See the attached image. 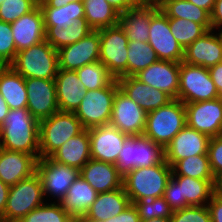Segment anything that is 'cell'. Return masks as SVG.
<instances>
[{"label":"cell","instance_id":"obj_1","mask_svg":"<svg viewBox=\"0 0 222 222\" xmlns=\"http://www.w3.org/2000/svg\"><path fill=\"white\" fill-rule=\"evenodd\" d=\"M0 147L40 159L39 121L27 108L9 110L0 126Z\"/></svg>","mask_w":222,"mask_h":222},{"label":"cell","instance_id":"obj_2","mask_svg":"<svg viewBox=\"0 0 222 222\" xmlns=\"http://www.w3.org/2000/svg\"><path fill=\"white\" fill-rule=\"evenodd\" d=\"M186 126V110L179 99L147 113L143 135L163 149Z\"/></svg>","mask_w":222,"mask_h":222},{"label":"cell","instance_id":"obj_3","mask_svg":"<svg viewBox=\"0 0 222 222\" xmlns=\"http://www.w3.org/2000/svg\"><path fill=\"white\" fill-rule=\"evenodd\" d=\"M172 177V167L163 159L151 167L135 168L123 178V187L130 202L151 196H164L168 181Z\"/></svg>","mask_w":222,"mask_h":222},{"label":"cell","instance_id":"obj_4","mask_svg":"<svg viewBox=\"0 0 222 222\" xmlns=\"http://www.w3.org/2000/svg\"><path fill=\"white\" fill-rule=\"evenodd\" d=\"M10 66L25 79L54 80L59 69L58 50L44 40L17 52Z\"/></svg>","mask_w":222,"mask_h":222},{"label":"cell","instance_id":"obj_5","mask_svg":"<svg viewBox=\"0 0 222 222\" xmlns=\"http://www.w3.org/2000/svg\"><path fill=\"white\" fill-rule=\"evenodd\" d=\"M215 184L216 180L172 175L163 197L173 211L190 205L203 206L207 205L215 193Z\"/></svg>","mask_w":222,"mask_h":222},{"label":"cell","instance_id":"obj_6","mask_svg":"<svg viewBox=\"0 0 222 222\" xmlns=\"http://www.w3.org/2000/svg\"><path fill=\"white\" fill-rule=\"evenodd\" d=\"M84 130L74 112L57 111L39 121L40 158H48L70 138Z\"/></svg>","mask_w":222,"mask_h":222},{"label":"cell","instance_id":"obj_7","mask_svg":"<svg viewBox=\"0 0 222 222\" xmlns=\"http://www.w3.org/2000/svg\"><path fill=\"white\" fill-rule=\"evenodd\" d=\"M164 159V149L144 135L127 136L115 163L124 178L135 168L151 167Z\"/></svg>","mask_w":222,"mask_h":222},{"label":"cell","instance_id":"obj_8","mask_svg":"<svg viewBox=\"0 0 222 222\" xmlns=\"http://www.w3.org/2000/svg\"><path fill=\"white\" fill-rule=\"evenodd\" d=\"M118 88L119 84L115 79L107 87L86 91L85 97L74 112L84 129L109 125Z\"/></svg>","mask_w":222,"mask_h":222},{"label":"cell","instance_id":"obj_9","mask_svg":"<svg viewBox=\"0 0 222 222\" xmlns=\"http://www.w3.org/2000/svg\"><path fill=\"white\" fill-rule=\"evenodd\" d=\"M43 183L36 172L10 186L4 215L1 219L24 218L32 210L44 204Z\"/></svg>","mask_w":222,"mask_h":222},{"label":"cell","instance_id":"obj_10","mask_svg":"<svg viewBox=\"0 0 222 222\" xmlns=\"http://www.w3.org/2000/svg\"><path fill=\"white\" fill-rule=\"evenodd\" d=\"M178 98L184 104L221 97L208 68L180 62Z\"/></svg>","mask_w":222,"mask_h":222},{"label":"cell","instance_id":"obj_11","mask_svg":"<svg viewBox=\"0 0 222 222\" xmlns=\"http://www.w3.org/2000/svg\"><path fill=\"white\" fill-rule=\"evenodd\" d=\"M99 61L115 78L127 77L128 38L119 24L99 29Z\"/></svg>","mask_w":222,"mask_h":222},{"label":"cell","instance_id":"obj_12","mask_svg":"<svg viewBox=\"0 0 222 222\" xmlns=\"http://www.w3.org/2000/svg\"><path fill=\"white\" fill-rule=\"evenodd\" d=\"M37 173L40 175L43 183V193L46 196L56 199L60 203L71 184L80 175V170L64 164L57 163L48 158H40L37 161Z\"/></svg>","mask_w":222,"mask_h":222},{"label":"cell","instance_id":"obj_13","mask_svg":"<svg viewBox=\"0 0 222 222\" xmlns=\"http://www.w3.org/2000/svg\"><path fill=\"white\" fill-rule=\"evenodd\" d=\"M146 117L147 113L118 88L109 124L128 136L143 135Z\"/></svg>","mask_w":222,"mask_h":222},{"label":"cell","instance_id":"obj_14","mask_svg":"<svg viewBox=\"0 0 222 222\" xmlns=\"http://www.w3.org/2000/svg\"><path fill=\"white\" fill-rule=\"evenodd\" d=\"M186 125L211 137L222 134V98L184 104Z\"/></svg>","mask_w":222,"mask_h":222},{"label":"cell","instance_id":"obj_15","mask_svg":"<svg viewBox=\"0 0 222 222\" xmlns=\"http://www.w3.org/2000/svg\"><path fill=\"white\" fill-rule=\"evenodd\" d=\"M148 43L159 60L183 61L184 49L172 35L169 18L160 9L151 18Z\"/></svg>","mask_w":222,"mask_h":222},{"label":"cell","instance_id":"obj_16","mask_svg":"<svg viewBox=\"0 0 222 222\" xmlns=\"http://www.w3.org/2000/svg\"><path fill=\"white\" fill-rule=\"evenodd\" d=\"M28 95L27 109L38 121L59 111L55 80L25 79Z\"/></svg>","mask_w":222,"mask_h":222},{"label":"cell","instance_id":"obj_17","mask_svg":"<svg viewBox=\"0 0 222 222\" xmlns=\"http://www.w3.org/2000/svg\"><path fill=\"white\" fill-rule=\"evenodd\" d=\"M99 31L93 30L76 43L58 50L59 69L74 70L99 61Z\"/></svg>","mask_w":222,"mask_h":222},{"label":"cell","instance_id":"obj_18","mask_svg":"<svg viewBox=\"0 0 222 222\" xmlns=\"http://www.w3.org/2000/svg\"><path fill=\"white\" fill-rule=\"evenodd\" d=\"M88 133L91 159L115 164L128 135L110 124L90 128Z\"/></svg>","mask_w":222,"mask_h":222},{"label":"cell","instance_id":"obj_19","mask_svg":"<svg viewBox=\"0 0 222 222\" xmlns=\"http://www.w3.org/2000/svg\"><path fill=\"white\" fill-rule=\"evenodd\" d=\"M180 62L158 60L146 69L134 75L136 79L157 90H161L172 99L178 98Z\"/></svg>","mask_w":222,"mask_h":222},{"label":"cell","instance_id":"obj_20","mask_svg":"<svg viewBox=\"0 0 222 222\" xmlns=\"http://www.w3.org/2000/svg\"><path fill=\"white\" fill-rule=\"evenodd\" d=\"M210 137L187 125L164 149V160L172 167L178 160L207 154Z\"/></svg>","mask_w":222,"mask_h":222},{"label":"cell","instance_id":"obj_21","mask_svg":"<svg viewBox=\"0 0 222 222\" xmlns=\"http://www.w3.org/2000/svg\"><path fill=\"white\" fill-rule=\"evenodd\" d=\"M159 9L158 2L140 0L119 15L118 24L129 41L148 42L150 21Z\"/></svg>","mask_w":222,"mask_h":222},{"label":"cell","instance_id":"obj_22","mask_svg":"<svg viewBox=\"0 0 222 222\" xmlns=\"http://www.w3.org/2000/svg\"><path fill=\"white\" fill-rule=\"evenodd\" d=\"M209 30L184 49L183 62L210 68L222 62V33Z\"/></svg>","mask_w":222,"mask_h":222},{"label":"cell","instance_id":"obj_23","mask_svg":"<svg viewBox=\"0 0 222 222\" xmlns=\"http://www.w3.org/2000/svg\"><path fill=\"white\" fill-rule=\"evenodd\" d=\"M37 161L34 155L0 147V179L13 186L37 172Z\"/></svg>","mask_w":222,"mask_h":222},{"label":"cell","instance_id":"obj_24","mask_svg":"<svg viewBox=\"0 0 222 222\" xmlns=\"http://www.w3.org/2000/svg\"><path fill=\"white\" fill-rule=\"evenodd\" d=\"M11 28L17 52L44 41L45 25L39 5L11 23Z\"/></svg>","mask_w":222,"mask_h":222},{"label":"cell","instance_id":"obj_25","mask_svg":"<svg viewBox=\"0 0 222 222\" xmlns=\"http://www.w3.org/2000/svg\"><path fill=\"white\" fill-rule=\"evenodd\" d=\"M119 88L146 113L166 105L172 98L161 90L142 83L134 76L117 79Z\"/></svg>","mask_w":222,"mask_h":222},{"label":"cell","instance_id":"obj_26","mask_svg":"<svg viewBox=\"0 0 222 222\" xmlns=\"http://www.w3.org/2000/svg\"><path fill=\"white\" fill-rule=\"evenodd\" d=\"M80 175L98 193L123 187V177L118 173L115 164L90 159L80 169Z\"/></svg>","mask_w":222,"mask_h":222},{"label":"cell","instance_id":"obj_27","mask_svg":"<svg viewBox=\"0 0 222 222\" xmlns=\"http://www.w3.org/2000/svg\"><path fill=\"white\" fill-rule=\"evenodd\" d=\"M131 204L124 187L117 190L98 193L96 200L82 219L86 222H104L110 217L122 213Z\"/></svg>","mask_w":222,"mask_h":222},{"label":"cell","instance_id":"obj_28","mask_svg":"<svg viewBox=\"0 0 222 222\" xmlns=\"http://www.w3.org/2000/svg\"><path fill=\"white\" fill-rule=\"evenodd\" d=\"M54 80L59 111L75 112L86 93L77 72L58 69Z\"/></svg>","mask_w":222,"mask_h":222},{"label":"cell","instance_id":"obj_29","mask_svg":"<svg viewBox=\"0 0 222 222\" xmlns=\"http://www.w3.org/2000/svg\"><path fill=\"white\" fill-rule=\"evenodd\" d=\"M50 158L57 163L80 170L91 159L88 129L70 138Z\"/></svg>","mask_w":222,"mask_h":222},{"label":"cell","instance_id":"obj_30","mask_svg":"<svg viewBox=\"0 0 222 222\" xmlns=\"http://www.w3.org/2000/svg\"><path fill=\"white\" fill-rule=\"evenodd\" d=\"M97 195L98 192L79 175L60 203L73 218H82L96 200Z\"/></svg>","mask_w":222,"mask_h":222},{"label":"cell","instance_id":"obj_31","mask_svg":"<svg viewBox=\"0 0 222 222\" xmlns=\"http://www.w3.org/2000/svg\"><path fill=\"white\" fill-rule=\"evenodd\" d=\"M0 94L10 109L27 108L25 78L10 65L0 66Z\"/></svg>","mask_w":222,"mask_h":222},{"label":"cell","instance_id":"obj_32","mask_svg":"<svg viewBox=\"0 0 222 222\" xmlns=\"http://www.w3.org/2000/svg\"><path fill=\"white\" fill-rule=\"evenodd\" d=\"M158 6L168 18L187 19L211 30L210 14L188 0H160Z\"/></svg>","mask_w":222,"mask_h":222},{"label":"cell","instance_id":"obj_33","mask_svg":"<svg viewBox=\"0 0 222 222\" xmlns=\"http://www.w3.org/2000/svg\"><path fill=\"white\" fill-rule=\"evenodd\" d=\"M93 29L85 18L73 20L69 27H45V40L56 50L76 43L87 36Z\"/></svg>","mask_w":222,"mask_h":222},{"label":"cell","instance_id":"obj_34","mask_svg":"<svg viewBox=\"0 0 222 222\" xmlns=\"http://www.w3.org/2000/svg\"><path fill=\"white\" fill-rule=\"evenodd\" d=\"M85 19L93 30L118 24L119 13L106 0H83Z\"/></svg>","mask_w":222,"mask_h":222},{"label":"cell","instance_id":"obj_35","mask_svg":"<svg viewBox=\"0 0 222 222\" xmlns=\"http://www.w3.org/2000/svg\"><path fill=\"white\" fill-rule=\"evenodd\" d=\"M45 27H69L73 20L85 18L84 3L69 2L60 8L40 7Z\"/></svg>","mask_w":222,"mask_h":222},{"label":"cell","instance_id":"obj_36","mask_svg":"<svg viewBox=\"0 0 222 222\" xmlns=\"http://www.w3.org/2000/svg\"><path fill=\"white\" fill-rule=\"evenodd\" d=\"M127 52V77L134 76L159 60L148 42L129 41Z\"/></svg>","mask_w":222,"mask_h":222},{"label":"cell","instance_id":"obj_37","mask_svg":"<svg viewBox=\"0 0 222 222\" xmlns=\"http://www.w3.org/2000/svg\"><path fill=\"white\" fill-rule=\"evenodd\" d=\"M172 175H183L203 180H216L211 171L207 154L190 156L178 160L172 166Z\"/></svg>","mask_w":222,"mask_h":222},{"label":"cell","instance_id":"obj_38","mask_svg":"<svg viewBox=\"0 0 222 222\" xmlns=\"http://www.w3.org/2000/svg\"><path fill=\"white\" fill-rule=\"evenodd\" d=\"M76 72L86 91L107 87L115 80L100 61L84 65Z\"/></svg>","mask_w":222,"mask_h":222},{"label":"cell","instance_id":"obj_39","mask_svg":"<svg viewBox=\"0 0 222 222\" xmlns=\"http://www.w3.org/2000/svg\"><path fill=\"white\" fill-rule=\"evenodd\" d=\"M169 27L183 49L208 32L203 25L181 18H169Z\"/></svg>","mask_w":222,"mask_h":222},{"label":"cell","instance_id":"obj_40","mask_svg":"<svg viewBox=\"0 0 222 222\" xmlns=\"http://www.w3.org/2000/svg\"><path fill=\"white\" fill-rule=\"evenodd\" d=\"M133 205L137 209L141 221L154 218H170L173 213L164 197L147 196L133 202Z\"/></svg>","mask_w":222,"mask_h":222},{"label":"cell","instance_id":"obj_41","mask_svg":"<svg viewBox=\"0 0 222 222\" xmlns=\"http://www.w3.org/2000/svg\"><path fill=\"white\" fill-rule=\"evenodd\" d=\"M25 222H72L74 219L61 203L51 202L38 206L24 218Z\"/></svg>","mask_w":222,"mask_h":222},{"label":"cell","instance_id":"obj_42","mask_svg":"<svg viewBox=\"0 0 222 222\" xmlns=\"http://www.w3.org/2000/svg\"><path fill=\"white\" fill-rule=\"evenodd\" d=\"M39 0H4L0 4V21L13 23L38 6Z\"/></svg>","mask_w":222,"mask_h":222},{"label":"cell","instance_id":"obj_43","mask_svg":"<svg viewBox=\"0 0 222 222\" xmlns=\"http://www.w3.org/2000/svg\"><path fill=\"white\" fill-rule=\"evenodd\" d=\"M16 53L11 23L0 21V66L10 65Z\"/></svg>","mask_w":222,"mask_h":222},{"label":"cell","instance_id":"obj_44","mask_svg":"<svg viewBox=\"0 0 222 222\" xmlns=\"http://www.w3.org/2000/svg\"><path fill=\"white\" fill-rule=\"evenodd\" d=\"M170 218L171 222H212L207 205L175 210Z\"/></svg>","mask_w":222,"mask_h":222},{"label":"cell","instance_id":"obj_45","mask_svg":"<svg viewBox=\"0 0 222 222\" xmlns=\"http://www.w3.org/2000/svg\"><path fill=\"white\" fill-rule=\"evenodd\" d=\"M207 155L211 171L215 179H218L222 176V134L210 138Z\"/></svg>","mask_w":222,"mask_h":222},{"label":"cell","instance_id":"obj_46","mask_svg":"<svg viewBox=\"0 0 222 222\" xmlns=\"http://www.w3.org/2000/svg\"><path fill=\"white\" fill-rule=\"evenodd\" d=\"M104 222H141L138 211L131 203L125 210L115 217H110Z\"/></svg>","mask_w":222,"mask_h":222},{"label":"cell","instance_id":"obj_47","mask_svg":"<svg viewBox=\"0 0 222 222\" xmlns=\"http://www.w3.org/2000/svg\"><path fill=\"white\" fill-rule=\"evenodd\" d=\"M212 222H222V198L214 193L207 203Z\"/></svg>","mask_w":222,"mask_h":222},{"label":"cell","instance_id":"obj_48","mask_svg":"<svg viewBox=\"0 0 222 222\" xmlns=\"http://www.w3.org/2000/svg\"><path fill=\"white\" fill-rule=\"evenodd\" d=\"M210 20H211V30H217L220 28L219 32L222 33V29H221L222 27V0L215 1L214 7L210 14Z\"/></svg>","mask_w":222,"mask_h":222},{"label":"cell","instance_id":"obj_49","mask_svg":"<svg viewBox=\"0 0 222 222\" xmlns=\"http://www.w3.org/2000/svg\"><path fill=\"white\" fill-rule=\"evenodd\" d=\"M211 79L213 80L219 95H222V62L208 68Z\"/></svg>","mask_w":222,"mask_h":222},{"label":"cell","instance_id":"obj_50","mask_svg":"<svg viewBox=\"0 0 222 222\" xmlns=\"http://www.w3.org/2000/svg\"><path fill=\"white\" fill-rule=\"evenodd\" d=\"M119 14H122L133 6H135L140 0H106Z\"/></svg>","mask_w":222,"mask_h":222},{"label":"cell","instance_id":"obj_51","mask_svg":"<svg viewBox=\"0 0 222 222\" xmlns=\"http://www.w3.org/2000/svg\"><path fill=\"white\" fill-rule=\"evenodd\" d=\"M9 188L7 184H5L0 179V219L3 217L5 212V207L8 199Z\"/></svg>","mask_w":222,"mask_h":222},{"label":"cell","instance_id":"obj_52","mask_svg":"<svg viewBox=\"0 0 222 222\" xmlns=\"http://www.w3.org/2000/svg\"><path fill=\"white\" fill-rule=\"evenodd\" d=\"M83 0H39V7H54L60 8L62 6L67 5L69 2H80Z\"/></svg>","mask_w":222,"mask_h":222},{"label":"cell","instance_id":"obj_53","mask_svg":"<svg viewBox=\"0 0 222 222\" xmlns=\"http://www.w3.org/2000/svg\"><path fill=\"white\" fill-rule=\"evenodd\" d=\"M188 1L206 10L209 14H211L216 0H188Z\"/></svg>","mask_w":222,"mask_h":222},{"label":"cell","instance_id":"obj_54","mask_svg":"<svg viewBox=\"0 0 222 222\" xmlns=\"http://www.w3.org/2000/svg\"><path fill=\"white\" fill-rule=\"evenodd\" d=\"M9 106L6 104L4 98L0 94V126L3 124V121L7 114L9 113Z\"/></svg>","mask_w":222,"mask_h":222},{"label":"cell","instance_id":"obj_55","mask_svg":"<svg viewBox=\"0 0 222 222\" xmlns=\"http://www.w3.org/2000/svg\"><path fill=\"white\" fill-rule=\"evenodd\" d=\"M215 193L222 198V176L216 179Z\"/></svg>","mask_w":222,"mask_h":222},{"label":"cell","instance_id":"obj_56","mask_svg":"<svg viewBox=\"0 0 222 222\" xmlns=\"http://www.w3.org/2000/svg\"><path fill=\"white\" fill-rule=\"evenodd\" d=\"M141 222H171V218H154L151 220H144Z\"/></svg>","mask_w":222,"mask_h":222},{"label":"cell","instance_id":"obj_57","mask_svg":"<svg viewBox=\"0 0 222 222\" xmlns=\"http://www.w3.org/2000/svg\"><path fill=\"white\" fill-rule=\"evenodd\" d=\"M0 222H25L23 218L19 219H0Z\"/></svg>","mask_w":222,"mask_h":222},{"label":"cell","instance_id":"obj_58","mask_svg":"<svg viewBox=\"0 0 222 222\" xmlns=\"http://www.w3.org/2000/svg\"><path fill=\"white\" fill-rule=\"evenodd\" d=\"M72 222H86L82 218H74Z\"/></svg>","mask_w":222,"mask_h":222},{"label":"cell","instance_id":"obj_59","mask_svg":"<svg viewBox=\"0 0 222 222\" xmlns=\"http://www.w3.org/2000/svg\"><path fill=\"white\" fill-rule=\"evenodd\" d=\"M145 1H148V2H159L160 0H145Z\"/></svg>","mask_w":222,"mask_h":222}]
</instances>
